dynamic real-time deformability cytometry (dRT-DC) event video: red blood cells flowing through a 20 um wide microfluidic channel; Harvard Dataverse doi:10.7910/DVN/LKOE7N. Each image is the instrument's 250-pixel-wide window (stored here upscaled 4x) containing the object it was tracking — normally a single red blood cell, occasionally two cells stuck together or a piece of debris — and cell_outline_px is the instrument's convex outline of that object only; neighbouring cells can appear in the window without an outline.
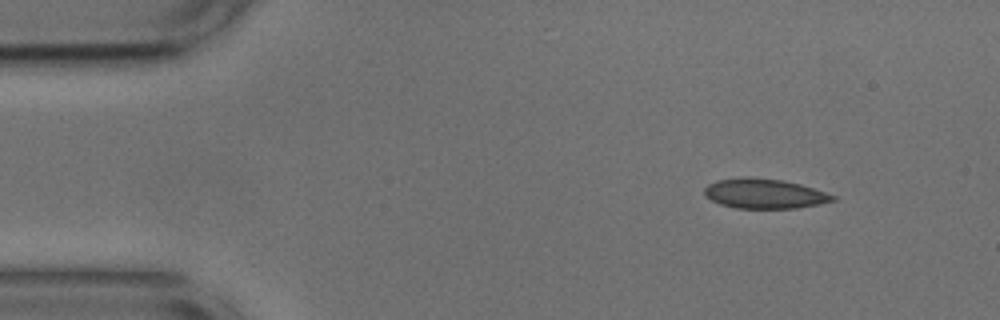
{"species": "common noctule bat (a hibernating species)", "species_latin": "Nyctalus noctula", "temperature_condition": "cold", "stored_images_in_passage": 48, "camera_frame_rate_fps": 3000, "um_per_image_px": 0.085, "animal": {"sex": "male", "body_mass_g": 17.9, "forearm_length_mm": 54.2}, "frame": {"image": 1, "passage_image": 1, "time_ms": 0.0, "image_size_px": [1000, 320], "cell_outline_px": [[836, 200], [796, 208], [736, 208], [720, 204], [704, 196], [704, 188], [708, 184], [716, 180], [744, 176], [748, 176], [780, 180], [800, 184], [836, 196]], "centroid_in_image_um": [64.91, 16.45], "position_along_channel_um": 20.1, "area_um2": 22.2}}
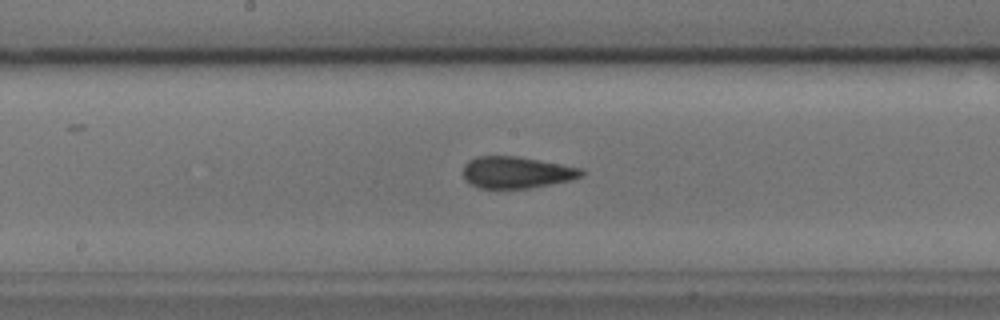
{"frame": {"image": 2, "passage_image": 22, "time_ms": 7.0, "image_size_px": [1000, 320], "cell_outline_px": [[584, 172], [580, 176], [572, 180], [528, 188], [480, 188], [464, 180], [464, 164], [468, 160], [476, 156], [516, 156], [584, 168]], "centroid_in_image_um": [43.9, 14.64], "position_along_channel_um": 204.3, "area_um2": 21.79}}
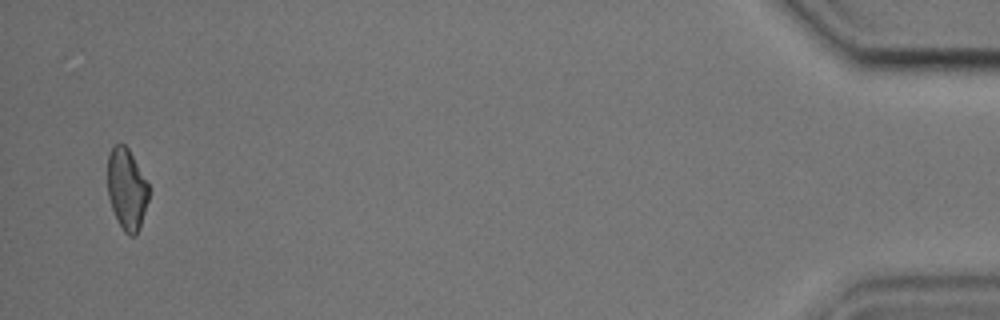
{"frame": {"image": 3, "passage_image": 47, "time_ms": 15.333, "image_size_px": [1000, 320], "cell_outline_px": [[148, 200], [140, 228], [136, 236], [128, 236], [124, 232], [112, 208], [108, 196], [108, 156], [112, 144], [124, 144], [128, 148], [148, 184]], "centroid_in_image_um": [10.77, 16.08], "position_along_channel_um": 424.4, "area_um2": 19.36}, "authors_computed_cell_mechanics": {"area_um2": 21.675, "velocity_mm_per_s": 3.6882, "shape_relaxation_time_tau1_ms": 6.2131, "shape_relaxation_time_tau2_ms": 1.4865, "deformation_change_tau1": 0.1281, "deformation_change_tau2": 0.0632}}